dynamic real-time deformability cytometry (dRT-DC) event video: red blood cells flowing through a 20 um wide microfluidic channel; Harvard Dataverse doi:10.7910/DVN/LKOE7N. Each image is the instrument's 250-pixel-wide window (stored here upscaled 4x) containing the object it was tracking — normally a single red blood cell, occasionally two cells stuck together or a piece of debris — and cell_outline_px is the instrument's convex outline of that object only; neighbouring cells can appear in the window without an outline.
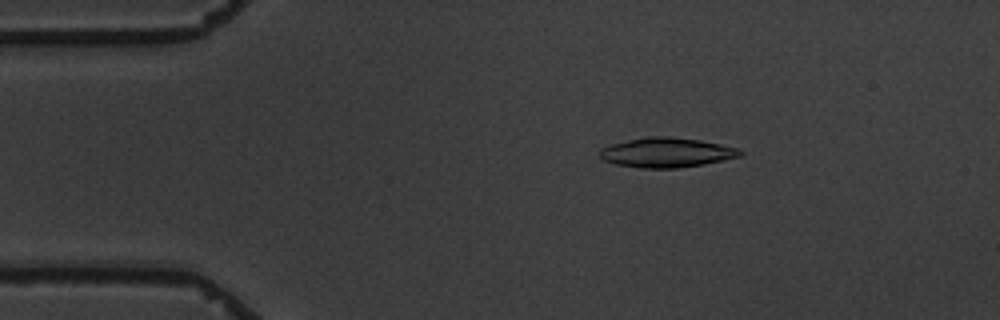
{"species": "common noctule bat (a hibernating species)", "species_latin": "Nyctalus noctula", "temperature_condition": "warm", "stored_images_in_passage": 6, "camera_frame_rate_fps": 3000, "um_per_image_px": 0.085, "animal": {"sex": "male", "body_mass_g": 19.5, "forearm_length_mm": 54.6}, "frame": {"image": 1, "passage_image": 3, "time_ms": 2.333, "image_size_px": [1000, 320], "cell_outline_px": [[744, 152], [740, 156], [724, 160], [704, 164], [676, 168], [640, 168], [616, 164], [604, 160], [600, 156], [600, 148], [612, 144], [628, 140], [648, 136], [672, 136], [700, 140], [740, 148]], "centroid_in_image_um": [56.68, 12.96], "position_along_channel_um": 28.3, "area_um2": 24.33}}
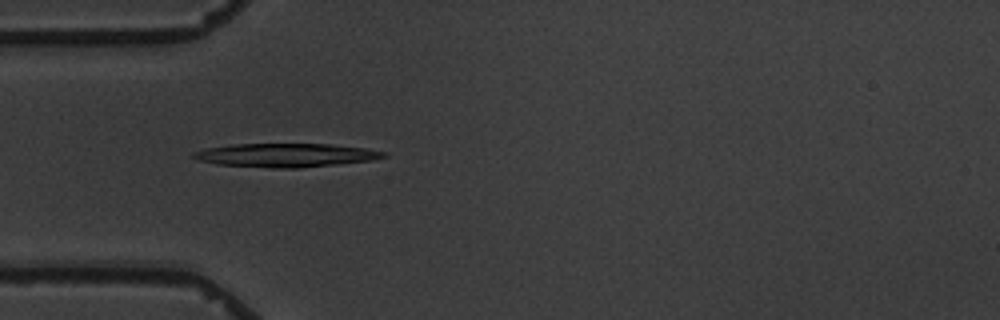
{"frame": {"image": 2, "passage_image": 5, "time_ms": 4.667, "image_size_px": [1000, 320], "cell_outline_px": [[388, 156], [372, 160], [300, 168], [272, 168], [216, 164], [200, 160], [192, 156], [192, 152], [204, 148], [232, 144], [332, 144], [364, 148], [384, 152]], "centroid_in_image_um": [24.26, 13.19], "position_along_channel_um": 60.7, "area_um2": 26.13}}
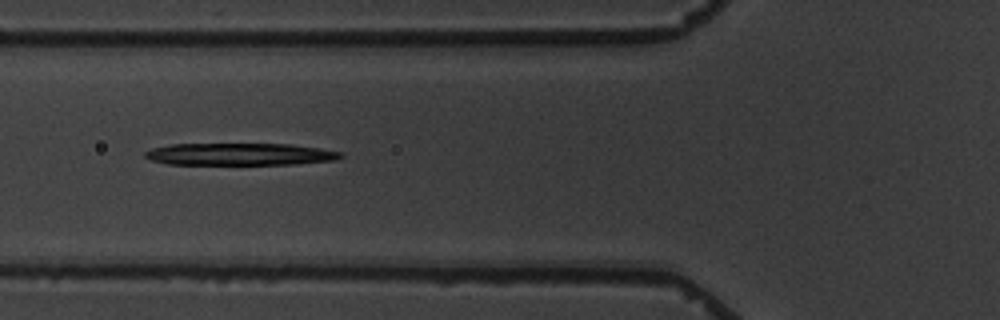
{"frame": {"image": 3, "passage_image": 6, "time_ms": 6.0, "image_size_px": [1000, 320], "cell_outline_px": [[344, 156], [336, 160], [296, 164], [168, 164], [152, 160], [144, 156], [144, 152], [152, 148], [172, 144], [292, 144], [320, 148], [344, 152]], "centroid_in_image_um": [20.45, 13.1], "position_along_channel_um": 105.4, "area_um2": 25.32}}